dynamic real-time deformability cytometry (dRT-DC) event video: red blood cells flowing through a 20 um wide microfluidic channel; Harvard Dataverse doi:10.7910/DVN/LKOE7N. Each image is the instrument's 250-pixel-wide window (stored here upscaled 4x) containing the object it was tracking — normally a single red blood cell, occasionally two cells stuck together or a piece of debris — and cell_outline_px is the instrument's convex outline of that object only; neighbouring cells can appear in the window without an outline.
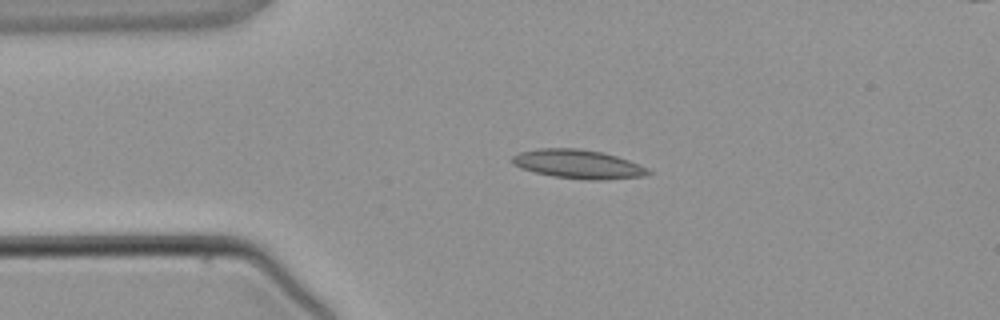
{"species": "common noctule bat (a hibernating species)", "species_latin": "Nyctalus noctula", "temperature_condition": "warm", "stored_images_in_passage": 3, "camera_frame_rate_fps": 3000, "um_per_image_px": 0.085, "animal": {"sex": "male", "body_mass_g": 21.5, "forearm_length_mm": 52.0}, "frame": {"image": 1, "passage_image": 3, "time_ms": 2.333, "image_size_px": [1000, 320], "cell_outline_px": [[652, 172], [644, 176], [592, 180], [588, 180], [552, 176], [520, 168], [512, 164], [508, 160], [512, 156], [520, 152], [540, 148], [576, 148], [600, 152], [616, 156], [628, 160], [648, 168]], "centroid_in_image_um": [49.08, 13.94], "position_along_channel_um": 35.9, "area_um2": 22.72}}